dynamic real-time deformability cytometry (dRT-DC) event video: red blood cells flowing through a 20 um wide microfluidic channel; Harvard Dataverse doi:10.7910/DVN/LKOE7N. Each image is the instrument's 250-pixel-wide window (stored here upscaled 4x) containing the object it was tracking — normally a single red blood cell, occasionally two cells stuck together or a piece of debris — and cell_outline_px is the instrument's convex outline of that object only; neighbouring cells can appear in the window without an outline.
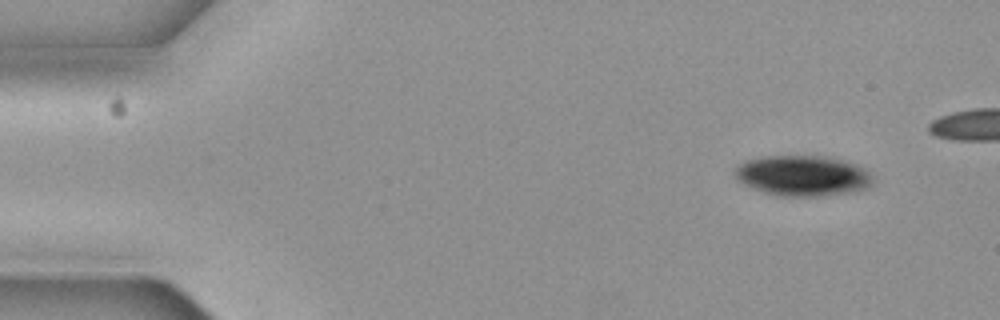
{"species": "common noctule bat (a hibernating species)", "species_latin": "Nyctalus noctula", "temperature_condition": "cold", "stored_images_in_passage": 5, "camera_frame_rate_fps": 3000, "um_per_image_px": 0.085, "animal": {"sex": "female", "body_mass_g": 19.3, "forearm_length_mm": 54.1}, "frame": {"image": 1, "passage_image": 1, "time_ms": 0.0, "image_size_px": [1000, 320], "cell_outline_px": [[872, 180], [864, 188], [848, 192], [820, 196], [776, 196], [752, 188], [736, 180], [732, 172], [736, 164], [744, 160], [760, 156], [820, 156], [840, 160], [864, 168], [872, 176]], "centroid_in_image_um": [68.08, 14.93], "position_along_channel_um": 16.9, "area_um2": 32.48}}